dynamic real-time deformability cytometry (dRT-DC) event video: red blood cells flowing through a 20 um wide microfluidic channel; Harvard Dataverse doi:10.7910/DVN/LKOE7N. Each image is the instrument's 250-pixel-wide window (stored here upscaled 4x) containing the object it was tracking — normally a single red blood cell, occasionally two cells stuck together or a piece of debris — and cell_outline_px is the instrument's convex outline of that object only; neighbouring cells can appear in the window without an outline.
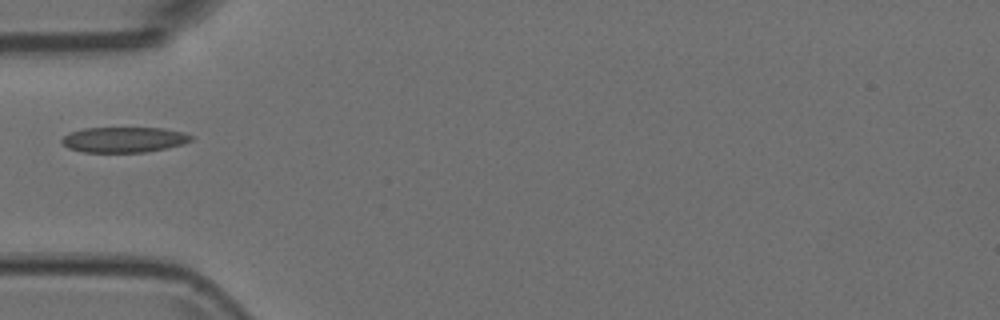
{"species": "Egyptian fruit bat (a non-hibernating species)", "species_latin": "Rousettus aegyptiacus", "temperature_condition": "room temperature", "stored_images_in_passage": 5, "camera_frame_rate_fps": 3000, "um_per_image_px": 0.085, "animal": {"sex": "female"}, "frame": {"image": 1, "passage_image": 4, "time_ms": 1.0, "image_size_px": [1000, 320], "cell_outline_px": [[192, 140], [184, 144], [144, 152], [84, 152], [68, 148], [60, 140], [68, 132], [84, 128], [164, 128], [184, 132], [192, 136]], "centroid_in_image_um": [10.52, 11.86], "position_along_channel_um": 74.5, "area_um2": 19.13}}
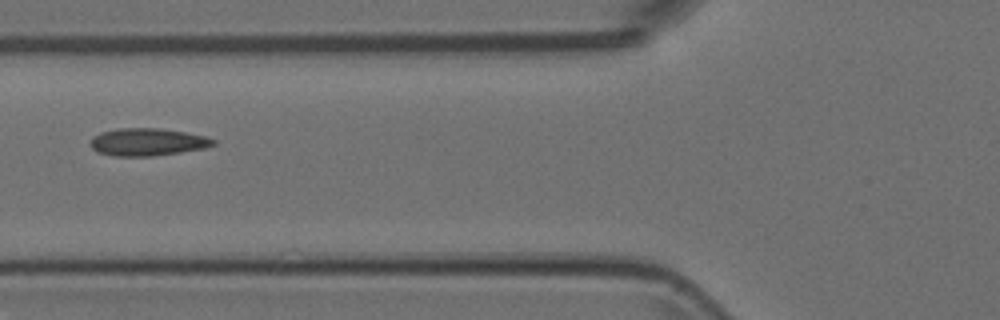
{"frame": {"image": 2, "passage_image": 5, "time_ms": 1.333, "image_size_px": [1000, 320], "cell_outline_px": [[216, 144], [204, 148], [180, 152], [152, 156], [112, 156], [96, 152], [88, 144], [92, 136], [100, 132], [120, 128], [160, 128], [184, 132], [204, 136], [216, 140]], "centroid_in_image_um": [12.48, 12.07], "position_along_channel_um": 113.3, "area_um2": 19.83}}